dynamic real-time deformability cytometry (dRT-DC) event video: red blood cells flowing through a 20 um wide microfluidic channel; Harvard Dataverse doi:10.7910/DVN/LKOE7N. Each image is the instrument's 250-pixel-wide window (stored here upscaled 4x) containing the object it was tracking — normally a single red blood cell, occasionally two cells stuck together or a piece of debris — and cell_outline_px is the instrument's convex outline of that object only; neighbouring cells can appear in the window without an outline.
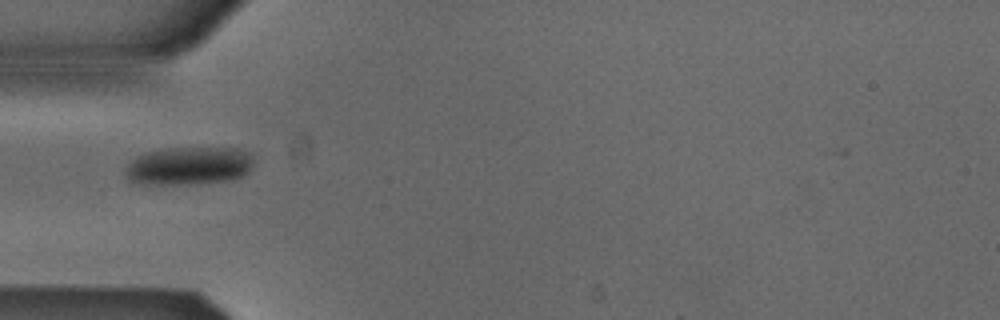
{"species": "Egyptian fruit bat (a non-hibernating species)", "species_latin": "Rousettus aegyptiacus", "temperature_condition": "cold", "stored_images_in_passage": 9, "camera_frame_rate_fps": 3000, "um_per_image_px": 0.085, "animal": {"sex": "male"}, "frame": {"image": 1, "passage_image": 6, "time_ms": 1.667, "image_size_px": [1000, 320], "cell_outline_px": [[252, 164], [248, 172], [244, 176], [232, 180], [196, 184], [132, 184], [128, 180], [124, 172], [124, 168], [136, 156], [144, 152], [160, 148], [240, 148], [248, 152], [252, 156]], "centroid_in_image_um": [16.01, 14.1], "position_along_channel_um": 69.0, "area_um2": 29.13}}
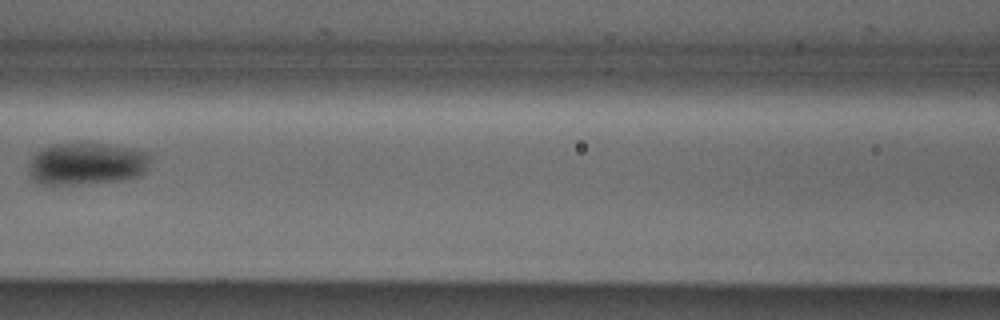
{"frame": {"image": 2, "passage_image": 8, "time_ms": 2.333, "image_size_px": [1000, 320], "cell_outline_px": [[152, 152], [148, 168], [140, 176], [124, 180], [80, 184], [40, 184], [28, 172], [28, 164], [32, 156], [36, 152], [52, 144], [100, 144]], "centroid_in_image_um": [7.39, 13.93], "position_along_channel_um": 159.2, "area_um2": 29.88}}
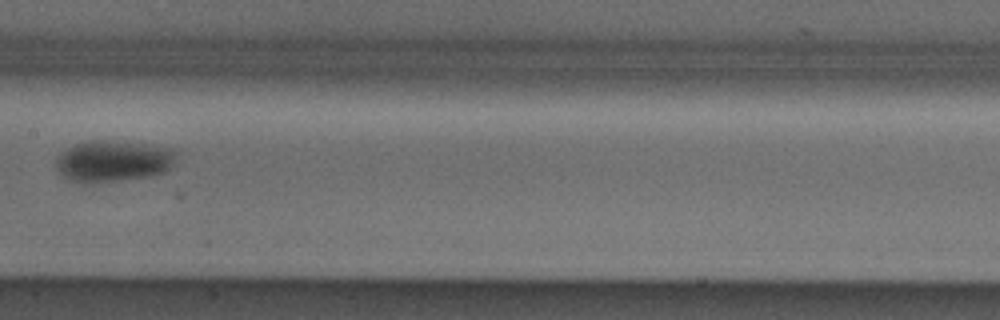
{"frame": {"image": 3, "passage_image": 9, "time_ms": 2.667, "image_size_px": [1000, 320], "cell_outline_px": [[176, 152], [172, 164], [164, 172], [148, 176], [88, 184], [80, 184], [64, 176], [56, 168], [56, 156], [60, 152], [76, 144], [92, 140], [144, 144], [172, 148]], "centroid_in_image_um": [9.56, 13.71], "position_along_channel_um": 197.8, "area_um2": 28.61}}